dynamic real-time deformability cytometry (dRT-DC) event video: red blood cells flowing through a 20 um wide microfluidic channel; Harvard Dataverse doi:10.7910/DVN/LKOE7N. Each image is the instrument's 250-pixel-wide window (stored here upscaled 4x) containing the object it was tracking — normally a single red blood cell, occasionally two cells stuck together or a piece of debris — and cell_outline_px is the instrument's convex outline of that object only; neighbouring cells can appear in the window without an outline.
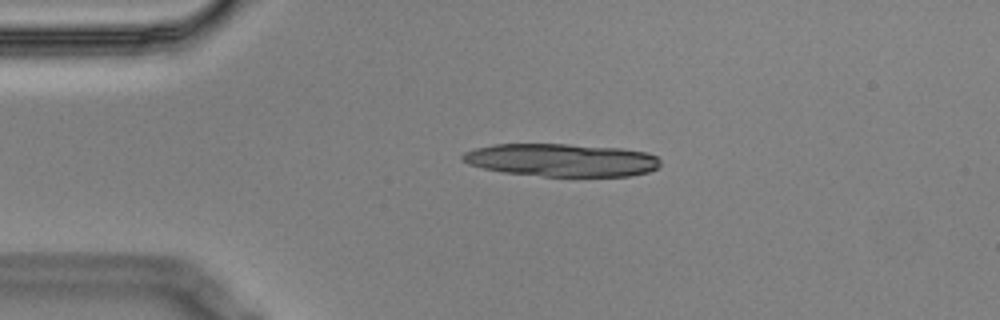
{"species": "Egyptian fruit bat (a non-hibernating species)", "species_latin": "Rousettus aegyptiacus", "temperature_condition": "cold", "stored_images_in_passage": 2, "camera_frame_rate_fps": 3000, "um_per_image_px": 0.085, "animal": {"sex": "male"}, "frame": {"image": 1, "passage_image": 1, "time_ms": 0.0, "image_size_px": [1000, 320], "cell_outline_px": [[660, 168], [648, 172], [628, 176], [544, 176], [504, 172], [484, 168], [468, 164], [460, 160], [460, 156], [464, 152], [476, 148], [496, 144], [568, 144], [620, 148], [648, 152], [656, 156], [660, 160]], "centroid_in_image_um": [47.75, 13.6], "position_along_channel_um": 37.3, "area_um2": 37.97}}